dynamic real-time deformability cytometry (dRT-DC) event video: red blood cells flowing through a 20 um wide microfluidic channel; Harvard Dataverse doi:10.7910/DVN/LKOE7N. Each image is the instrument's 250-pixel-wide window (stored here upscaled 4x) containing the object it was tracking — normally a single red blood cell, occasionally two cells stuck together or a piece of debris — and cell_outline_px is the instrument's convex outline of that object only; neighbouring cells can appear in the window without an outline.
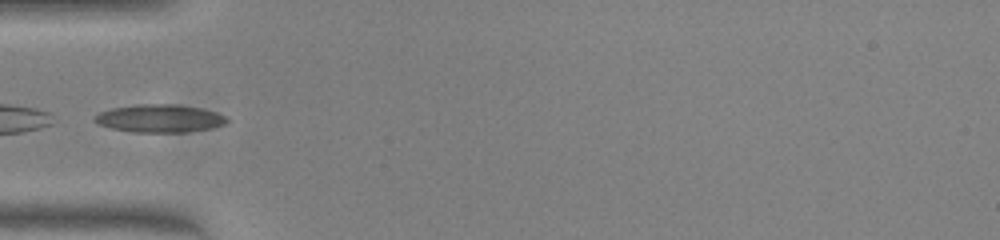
{"species": "common noctule bat (a hibernating species)", "species_latin": "Nyctalus noctula", "temperature_condition": "warm", "stored_images_in_passage": 33, "camera_frame_rate_fps": 3000, "um_per_image_px": 0.085, "animal": {"sex": "female", "body_mass_g": 23.0, "forearm_length_mm": 53.4}, "frame": {"image": 1, "passage_image": 1, "time_ms": 0.0, "image_size_px": [1000, 240], "cell_outline_px": [[228, 120], [224, 124], [212, 128], [188, 132], [132, 132], [112, 128], [96, 124], [92, 120], [92, 116], [100, 112], [112, 108], [136, 104], [176, 104], [200, 108], [216, 112], [224, 116]], "centroid_in_image_um": [13.52, 10.06], "position_along_channel_um": 71.5, "area_um2": 21.62}}
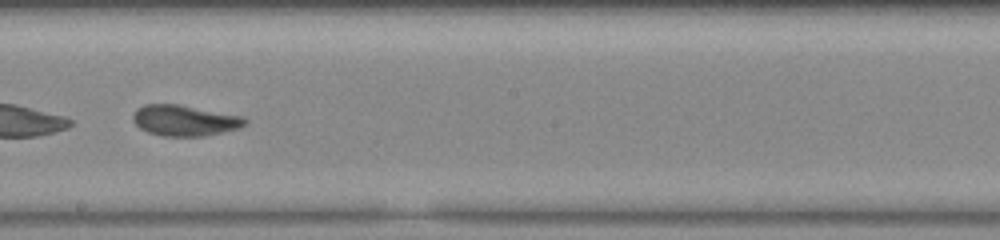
{"frame": {"image": 2, "passage_image": 13, "time_ms": 4.0, "image_size_px": [1000, 240], "cell_outline_px": [[248, 124], [240, 128], [204, 136], [164, 136], [148, 132], [140, 128], [132, 120], [132, 116], [136, 108], [144, 104], [180, 104], [244, 116], [248, 120]], "centroid_in_image_um": [15.72, 10.23], "position_along_channel_um": 232.5, "area_um2": 20.4}}
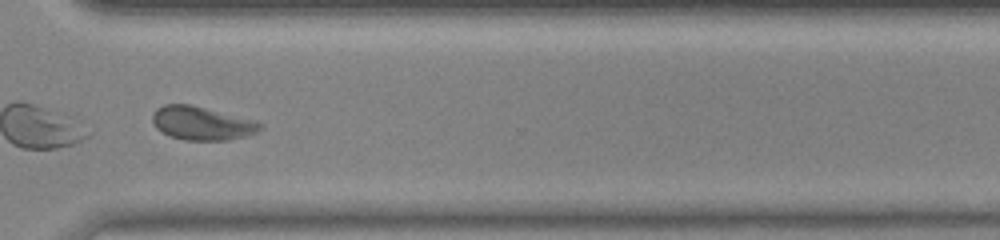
{"frame": {"image": 3, "passage_image": 22, "time_ms": 7.0, "image_size_px": [1000, 240], "cell_outline_px": [[264, 128], [248, 136], [228, 140], [184, 140], [168, 136], [160, 132], [156, 128], [152, 120], [152, 116], [156, 108], [164, 104], [192, 104], [256, 120], [264, 124]], "centroid_in_image_um": [17.18, 10.47], "position_along_channel_um": 353.4, "area_um2": 21.5}}